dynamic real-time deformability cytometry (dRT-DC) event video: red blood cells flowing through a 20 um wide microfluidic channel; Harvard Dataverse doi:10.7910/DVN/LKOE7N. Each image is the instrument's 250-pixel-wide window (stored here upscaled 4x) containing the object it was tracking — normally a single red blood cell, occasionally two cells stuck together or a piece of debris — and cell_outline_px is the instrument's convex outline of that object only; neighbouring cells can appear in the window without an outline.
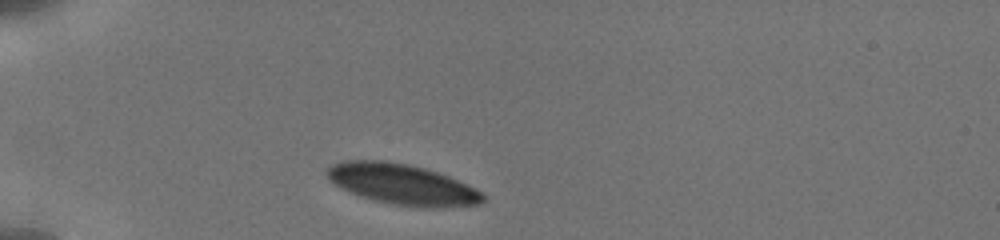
{"species": "human", "species_latin": "Homo sapiens", "temperature_condition": "cold", "stored_images_in_passage": 8, "camera_frame_rate_fps": 3000, "um_per_image_px": 0.085, "donor": {"sex": "male"}, "frame": {"image": 1, "passage_image": 1, "time_ms": 0.0, "image_size_px": [1000, 240], "cell_outline_px": [[484, 204], [444, 208], [424, 208], [388, 204], [372, 200], [360, 196], [332, 184], [328, 180], [324, 172], [332, 164], [344, 160], [384, 160], [408, 164], [424, 168], [448, 176], [480, 192], [484, 196]], "centroid_in_image_um": [34.13, 15.68], "position_along_channel_um": 50.9, "area_um2": 37.22}}
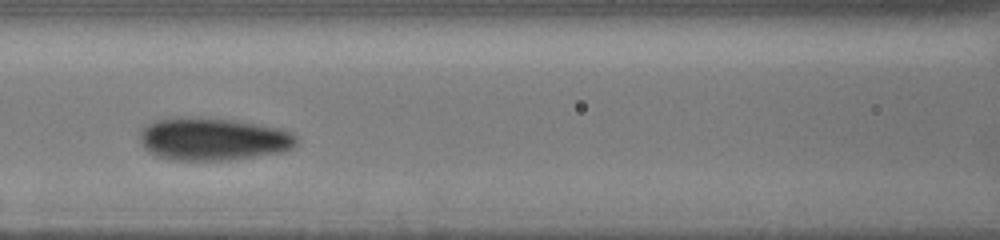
{"frame": {"image": 2, "passage_image": 5, "time_ms": 3.333, "image_size_px": [1000, 240], "cell_outline_px": [[296, 144], [292, 148], [280, 152], [232, 160], [172, 160], [156, 156], [148, 152], [140, 144], [140, 132], [144, 124], [156, 120], [176, 116], [232, 120], [280, 128], [296, 136]], "centroid_in_image_um": [18.03, 11.82], "position_along_channel_um": 148.6, "area_um2": 39.07}}
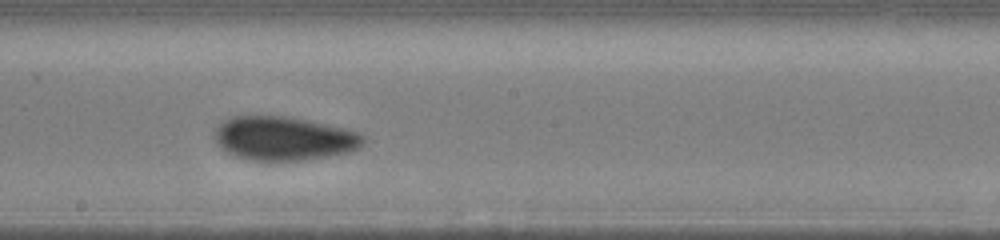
{"frame": {"image": 3, "passage_image": 7, "time_ms": 5.333, "image_size_px": [1000, 240], "cell_outline_px": [[364, 144], [360, 148], [352, 152], [304, 160], [252, 160], [232, 156], [220, 148], [216, 144], [212, 136], [216, 128], [224, 120], [232, 116], [288, 116], [348, 128], [360, 132], [364, 136]], "centroid_in_image_um": [24.13, 11.76], "position_along_channel_um": 224.1, "area_um2": 38.61}}